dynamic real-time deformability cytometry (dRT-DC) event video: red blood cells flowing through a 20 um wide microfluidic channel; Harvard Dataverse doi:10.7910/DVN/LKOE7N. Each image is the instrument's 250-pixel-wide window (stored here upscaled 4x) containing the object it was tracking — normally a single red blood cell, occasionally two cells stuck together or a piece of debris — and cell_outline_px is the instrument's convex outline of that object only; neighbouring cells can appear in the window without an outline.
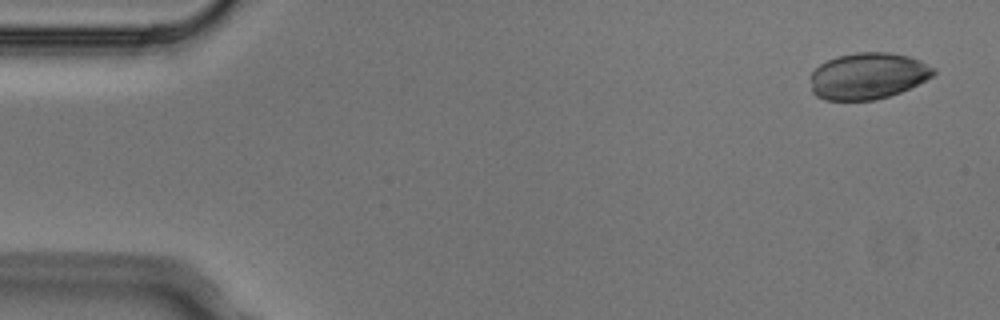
{"species": "Egyptian fruit bat (a non-hibernating species)", "species_latin": "Rousettus aegyptiacus", "temperature_condition": "cold", "stored_images_in_passage": 7, "camera_frame_rate_fps": 3000, "um_per_image_px": 0.085, "animal": {"sex": "male"}, "frame": {"image": 1, "passage_image": 1, "time_ms": 0.0, "image_size_px": [1000, 320], "cell_outline_px": [[936, 72], [932, 76], [900, 92], [888, 96], [872, 100], [824, 100], [816, 96], [812, 92], [808, 76], [820, 64], [836, 56], [856, 52], [888, 52], [908, 56], [920, 60], [936, 68]], "centroid_in_image_um": [73.72, 6.45], "position_along_channel_um": 11.3, "area_um2": 33.47}}
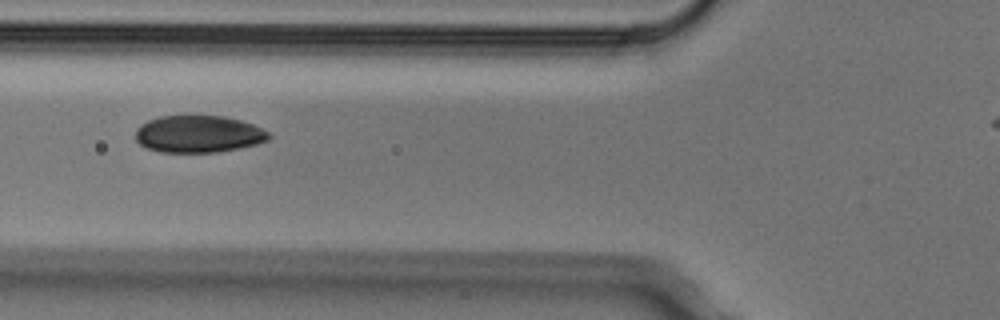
{"frame": {"image": 2, "passage_image": 5, "time_ms": 1.333, "image_size_px": [1000, 320], "cell_outline_px": [[272, 136], [268, 140], [256, 144], [240, 148], [220, 152], [160, 152], [144, 148], [136, 140], [136, 128], [140, 124], [148, 120], [160, 116], [224, 116], [240, 120], [252, 124], [268, 132]], "centroid_in_image_um": [16.85, 11.4], "position_along_channel_um": 109.0, "area_um2": 28.96}}
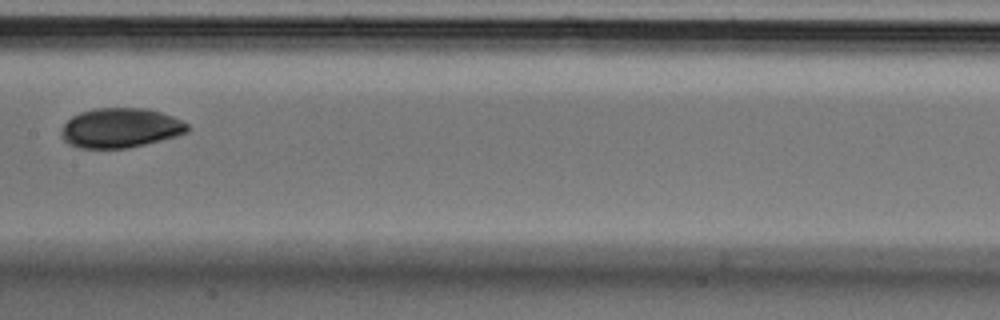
{"frame": {"image": 3, "passage_image": 7, "time_ms": 2.0, "image_size_px": [1000, 320], "cell_outline_px": [[188, 132], [176, 136], [128, 148], [80, 148], [68, 144], [60, 136], [60, 132], [64, 124], [72, 116], [80, 112], [92, 108], [148, 108], [172, 116], [188, 124]], "centroid_in_image_um": [10.2, 10.87], "position_along_channel_um": 197.2, "area_um2": 29.19}}